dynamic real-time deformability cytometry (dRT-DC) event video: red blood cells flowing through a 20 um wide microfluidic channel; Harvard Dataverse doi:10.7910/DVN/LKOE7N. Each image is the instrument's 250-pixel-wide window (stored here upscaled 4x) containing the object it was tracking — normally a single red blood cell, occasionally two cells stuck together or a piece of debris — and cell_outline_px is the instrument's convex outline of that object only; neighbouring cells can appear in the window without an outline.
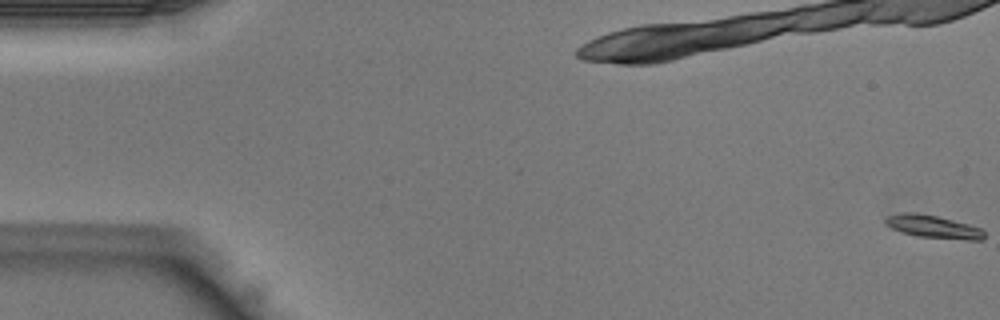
{"species": "Egyptian fruit bat (a non-hibernating species)", "species_latin": "Rousettus aegyptiacus", "temperature_condition": "warm", "stored_images_in_passage": 45, "camera_frame_rate_fps": 3000, "um_per_image_px": 0.085, "animal": {"sex": "male"}, "frame": {"image": 1, "passage_image": 1, "time_ms": 0.0, "image_size_px": [1000, 320], "cell_outline_px": [[984, 236], [980, 240], [968, 240], [920, 236], [904, 232], [892, 228], [884, 220], [888, 216], [900, 212], [912, 212], [936, 216], [968, 224], [980, 228], [984, 232]], "centroid_in_image_um": [79.33, 19.26], "position_along_channel_um": 5.7, "area_um2": 12.72}}